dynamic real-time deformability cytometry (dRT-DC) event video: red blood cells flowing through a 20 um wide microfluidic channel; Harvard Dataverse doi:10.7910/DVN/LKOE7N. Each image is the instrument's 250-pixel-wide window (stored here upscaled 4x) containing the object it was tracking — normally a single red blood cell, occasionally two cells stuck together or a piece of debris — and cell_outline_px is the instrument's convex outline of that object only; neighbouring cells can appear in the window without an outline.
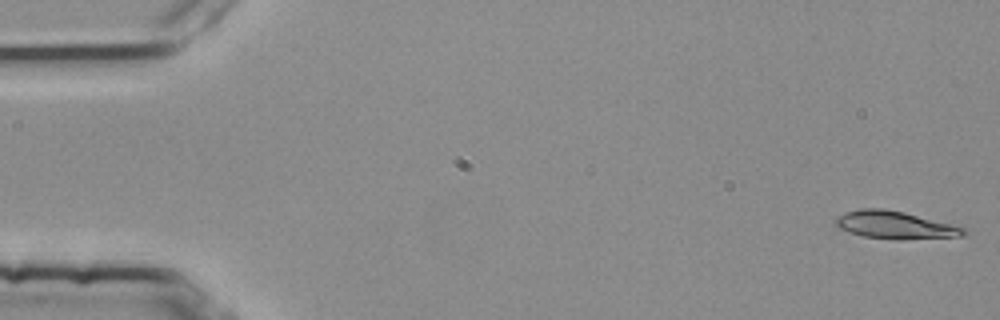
{"species": "common noctule bat (a hibernating species)", "species_latin": "Nyctalus noctula", "temperature_condition": "room temperature", "stored_images_in_passage": 53, "camera_frame_rate_fps": 3000, "um_per_image_px": 0.085, "animal": {"sex": "female", "body_mass_g": 25.1}, "frame": {"image": 1, "passage_image": 1, "time_ms": 0.0, "image_size_px": [1000, 320], "cell_outline_px": [[968, 232], [964, 236], [904, 240], [900, 240], [864, 236], [848, 232], [836, 228], [832, 220], [836, 216], [844, 212], [860, 208], [884, 208], [904, 212], [952, 224], [964, 228]], "centroid_in_image_um": [76.02, 19.12], "position_along_channel_um": 9.0, "area_um2": 21.04}}
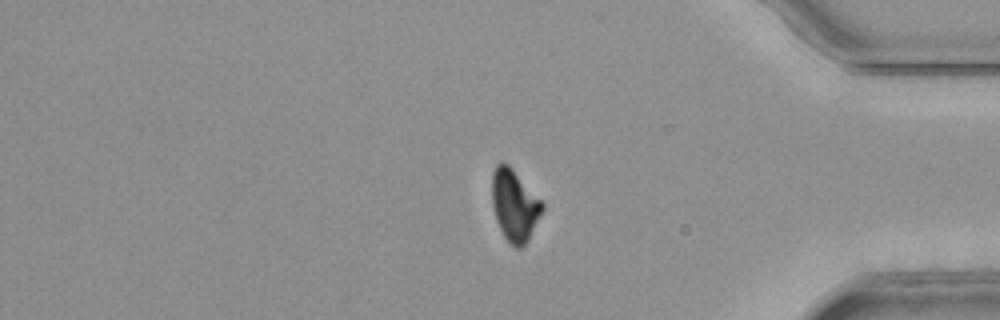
{"frame": {"image": 2, "passage_image": 45, "time_ms": 14.667, "image_size_px": [1000, 320], "cell_outline_px": [[544, 208], [528, 240], [520, 248], [516, 248], [504, 236], [496, 220], [492, 204], [492, 172], [496, 164], [508, 164], [512, 168], [544, 204]], "centroid_in_image_um": [43.72, 17.44], "position_along_channel_um": 391.5, "area_um2": 20.58}}
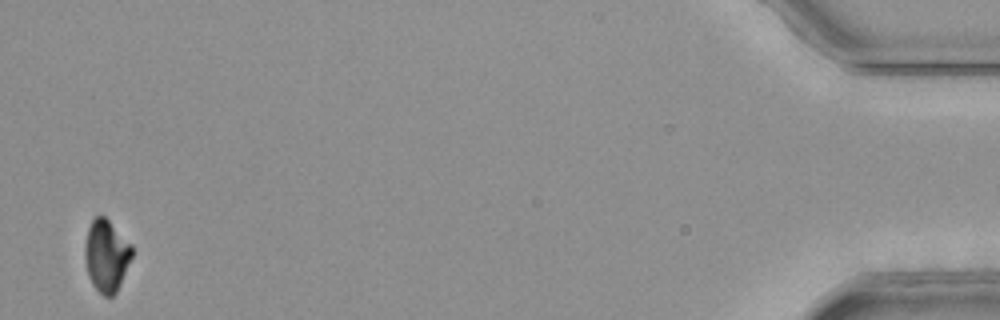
{"frame": {"image": 3, "passage_image": 53, "time_ms": 17.333, "image_size_px": [1000, 320], "cell_outline_px": [[132, 256], [120, 284], [116, 292], [112, 296], [104, 296], [92, 284], [88, 276], [84, 256], [84, 248], [88, 228], [92, 220], [96, 216], [104, 216], [132, 244]], "centroid_in_image_um": [9.03, 21.73], "position_along_channel_um": 426.2, "area_um2": 19.59}, "authors_computed_cell_mechanics": {"area_um2": 21.2126, "velocity_mm_per_s": 3.787, "shape_relaxation_time_tau1_ms": 7.2997, "shape_relaxation_time_tau2_ms": null, "deformation_change_tau1": 0.2058, "deformation_change_tau2": null}}